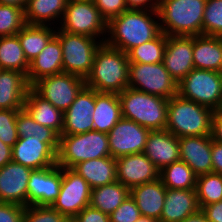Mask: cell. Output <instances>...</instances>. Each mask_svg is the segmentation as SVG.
I'll list each match as a JSON object with an SVG mask.
<instances>
[{"mask_svg":"<svg viewBox=\"0 0 222 222\" xmlns=\"http://www.w3.org/2000/svg\"><path fill=\"white\" fill-rule=\"evenodd\" d=\"M160 0H125L128 9L157 11Z\"/></svg>","mask_w":222,"mask_h":222,"instance_id":"obj_48","label":"cell"},{"mask_svg":"<svg viewBox=\"0 0 222 222\" xmlns=\"http://www.w3.org/2000/svg\"><path fill=\"white\" fill-rule=\"evenodd\" d=\"M116 162L117 181L129 190L159 178L160 171L144 153L121 156L116 159Z\"/></svg>","mask_w":222,"mask_h":222,"instance_id":"obj_19","label":"cell"},{"mask_svg":"<svg viewBox=\"0 0 222 222\" xmlns=\"http://www.w3.org/2000/svg\"><path fill=\"white\" fill-rule=\"evenodd\" d=\"M212 164L213 172L222 175V144H219L212 140Z\"/></svg>","mask_w":222,"mask_h":222,"instance_id":"obj_49","label":"cell"},{"mask_svg":"<svg viewBox=\"0 0 222 222\" xmlns=\"http://www.w3.org/2000/svg\"><path fill=\"white\" fill-rule=\"evenodd\" d=\"M202 35L222 37V0L206 1Z\"/></svg>","mask_w":222,"mask_h":222,"instance_id":"obj_39","label":"cell"},{"mask_svg":"<svg viewBox=\"0 0 222 222\" xmlns=\"http://www.w3.org/2000/svg\"><path fill=\"white\" fill-rule=\"evenodd\" d=\"M54 27L55 36L62 46L63 72L86 79L91 71L95 53L104 42L85 35L71 34Z\"/></svg>","mask_w":222,"mask_h":222,"instance_id":"obj_7","label":"cell"},{"mask_svg":"<svg viewBox=\"0 0 222 222\" xmlns=\"http://www.w3.org/2000/svg\"><path fill=\"white\" fill-rule=\"evenodd\" d=\"M101 17L108 23L128 10L125 0H93Z\"/></svg>","mask_w":222,"mask_h":222,"instance_id":"obj_43","label":"cell"},{"mask_svg":"<svg viewBox=\"0 0 222 222\" xmlns=\"http://www.w3.org/2000/svg\"><path fill=\"white\" fill-rule=\"evenodd\" d=\"M12 147L0 140V168L12 161Z\"/></svg>","mask_w":222,"mask_h":222,"instance_id":"obj_50","label":"cell"},{"mask_svg":"<svg viewBox=\"0 0 222 222\" xmlns=\"http://www.w3.org/2000/svg\"><path fill=\"white\" fill-rule=\"evenodd\" d=\"M129 196L130 190L121 182L115 181L113 183L91 189L89 205L110 215Z\"/></svg>","mask_w":222,"mask_h":222,"instance_id":"obj_32","label":"cell"},{"mask_svg":"<svg viewBox=\"0 0 222 222\" xmlns=\"http://www.w3.org/2000/svg\"><path fill=\"white\" fill-rule=\"evenodd\" d=\"M158 21L157 11L128 9L107 23L108 37L105 43L127 54L132 48L156 38L162 32Z\"/></svg>","mask_w":222,"mask_h":222,"instance_id":"obj_1","label":"cell"},{"mask_svg":"<svg viewBox=\"0 0 222 222\" xmlns=\"http://www.w3.org/2000/svg\"><path fill=\"white\" fill-rule=\"evenodd\" d=\"M206 1L160 0L157 12L161 31L167 36L202 35Z\"/></svg>","mask_w":222,"mask_h":222,"instance_id":"obj_3","label":"cell"},{"mask_svg":"<svg viewBox=\"0 0 222 222\" xmlns=\"http://www.w3.org/2000/svg\"><path fill=\"white\" fill-rule=\"evenodd\" d=\"M23 108L34 121L62 135L64 113L41 97L32 87L29 88Z\"/></svg>","mask_w":222,"mask_h":222,"instance_id":"obj_26","label":"cell"},{"mask_svg":"<svg viewBox=\"0 0 222 222\" xmlns=\"http://www.w3.org/2000/svg\"><path fill=\"white\" fill-rule=\"evenodd\" d=\"M211 136L180 137V160L184 161L196 176L213 172Z\"/></svg>","mask_w":222,"mask_h":222,"instance_id":"obj_20","label":"cell"},{"mask_svg":"<svg viewBox=\"0 0 222 222\" xmlns=\"http://www.w3.org/2000/svg\"><path fill=\"white\" fill-rule=\"evenodd\" d=\"M181 222H209L204 213L199 209L196 213L189 215Z\"/></svg>","mask_w":222,"mask_h":222,"instance_id":"obj_51","label":"cell"},{"mask_svg":"<svg viewBox=\"0 0 222 222\" xmlns=\"http://www.w3.org/2000/svg\"><path fill=\"white\" fill-rule=\"evenodd\" d=\"M16 129L20 137L43 138L45 143H59V135L49 127L34 121L30 114L23 108L16 117Z\"/></svg>","mask_w":222,"mask_h":222,"instance_id":"obj_36","label":"cell"},{"mask_svg":"<svg viewBox=\"0 0 222 222\" xmlns=\"http://www.w3.org/2000/svg\"><path fill=\"white\" fill-rule=\"evenodd\" d=\"M95 90L84 86L64 112L62 135H75L94 130Z\"/></svg>","mask_w":222,"mask_h":222,"instance_id":"obj_16","label":"cell"},{"mask_svg":"<svg viewBox=\"0 0 222 222\" xmlns=\"http://www.w3.org/2000/svg\"><path fill=\"white\" fill-rule=\"evenodd\" d=\"M128 55L105 42L97 49L85 86L97 92L121 93L128 87Z\"/></svg>","mask_w":222,"mask_h":222,"instance_id":"obj_2","label":"cell"},{"mask_svg":"<svg viewBox=\"0 0 222 222\" xmlns=\"http://www.w3.org/2000/svg\"><path fill=\"white\" fill-rule=\"evenodd\" d=\"M121 118L122 110L118 94L95 90V110L92 115L94 131L108 134Z\"/></svg>","mask_w":222,"mask_h":222,"instance_id":"obj_29","label":"cell"},{"mask_svg":"<svg viewBox=\"0 0 222 222\" xmlns=\"http://www.w3.org/2000/svg\"><path fill=\"white\" fill-rule=\"evenodd\" d=\"M54 27L48 25L26 24L18 33L20 45L27 61L30 63L55 36Z\"/></svg>","mask_w":222,"mask_h":222,"instance_id":"obj_31","label":"cell"},{"mask_svg":"<svg viewBox=\"0 0 222 222\" xmlns=\"http://www.w3.org/2000/svg\"><path fill=\"white\" fill-rule=\"evenodd\" d=\"M25 25L24 9L0 4V37L15 35Z\"/></svg>","mask_w":222,"mask_h":222,"instance_id":"obj_38","label":"cell"},{"mask_svg":"<svg viewBox=\"0 0 222 222\" xmlns=\"http://www.w3.org/2000/svg\"><path fill=\"white\" fill-rule=\"evenodd\" d=\"M84 86L85 79L63 72L43 77L31 87L41 97L64 113L74 102L77 94Z\"/></svg>","mask_w":222,"mask_h":222,"instance_id":"obj_11","label":"cell"},{"mask_svg":"<svg viewBox=\"0 0 222 222\" xmlns=\"http://www.w3.org/2000/svg\"><path fill=\"white\" fill-rule=\"evenodd\" d=\"M211 138L222 144V109L216 110L212 116Z\"/></svg>","mask_w":222,"mask_h":222,"instance_id":"obj_47","label":"cell"},{"mask_svg":"<svg viewBox=\"0 0 222 222\" xmlns=\"http://www.w3.org/2000/svg\"><path fill=\"white\" fill-rule=\"evenodd\" d=\"M62 167L33 170L28 181V206H51L60 193Z\"/></svg>","mask_w":222,"mask_h":222,"instance_id":"obj_15","label":"cell"},{"mask_svg":"<svg viewBox=\"0 0 222 222\" xmlns=\"http://www.w3.org/2000/svg\"><path fill=\"white\" fill-rule=\"evenodd\" d=\"M30 87L24 73L0 69V109H23Z\"/></svg>","mask_w":222,"mask_h":222,"instance_id":"obj_24","label":"cell"},{"mask_svg":"<svg viewBox=\"0 0 222 222\" xmlns=\"http://www.w3.org/2000/svg\"><path fill=\"white\" fill-rule=\"evenodd\" d=\"M75 218L78 222H110L109 215L90 205L79 212Z\"/></svg>","mask_w":222,"mask_h":222,"instance_id":"obj_45","label":"cell"},{"mask_svg":"<svg viewBox=\"0 0 222 222\" xmlns=\"http://www.w3.org/2000/svg\"><path fill=\"white\" fill-rule=\"evenodd\" d=\"M195 190L199 208L222 201V175L211 172L197 176Z\"/></svg>","mask_w":222,"mask_h":222,"instance_id":"obj_37","label":"cell"},{"mask_svg":"<svg viewBox=\"0 0 222 222\" xmlns=\"http://www.w3.org/2000/svg\"><path fill=\"white\" fill-rule=\"evenodd\" d=\"M59 143H45L43 138L20 137L12 147V161L32 170L57 164Z\"/></svg>","mask_w":222,"mask_h":222,"instance_id":"obj_14","label":"cell"},{"mask_svg":"<svg viewBox=\"0 0 222 222\" xmlns=\"http://www.w3.org/2000/svg\"><path fill=\"white\" fill-rule=\"evenodd\" d=\"M159 178L163 185L169 189H195L197 176L193 170L182 160L173 162L164 167Z\"/></svg>","mask_w":222,"mask_h":222,"instance_id":"obj_34","label":"cell"},{"mask_svg":"<svg viewBox=\"0 0 222 222\" xmlns=\"http://www.w3.org/2000/svg\"><path fill=\"white\" fill-rule=\"evenodd\" d=\"M194 68L222 73V37L193 36Z\"/></svg>","mask_w":222,"mask_h":222,"instance_id":"obj_27","label":"cell"},{"mask_svg":"<svg viewBox=\"0 0 222 222\" xmlns=\"http://www.w3.org/2000/svg\"><path fill=\"white\" fill-rule=\"evenodd\" d=\"M167 35L161 32L156 38L132 48L128 53L130 63H162Z\"/></svg>","mask_w":222,"mask_h":222,"instance_id":"obj_35","label":"cell"},{"mask_svg":"<svg viewBox=\"0 0 222 222\" xmlns=\"http://www.w3.org/2000/svg\"><path fill=\"white\" fill-rule=\"evenodd\" d=\"M143 153L161 171L180 160L179 138L166 129L150 131Z\"/></svg>","mask_w":222,"mask_h":222,"instance_id":"obj_21","label":"cell"},{"mask_svg":"<svg viewBox=\"0 0 222 222\" xmlns=\"http://www.w3.org/2000/svg\"><path fill=\"white\" fill-rule=\"evenodd\" d=\"M63 73L62 46L54 36L38 56L30 62L27 81L32 86L39 79Z\"/></svg>","mask_w":222,"mask_h":222,"instance_id":"obj_23","label":"cell"},{"mask_svg":"<svg viewBox=\"0 0 222 222\" xmlns=\"http://www.w3.org/2000/svg\"><path fill=\"white\" fill-rule=\"evenodd\" d=\"M89 184L72 168L62 167V183L51 207L65 217H75L90 203Z\"/></svg>","mask_w":222,"mask_h":222,"instance_id":"obj_12","label":"cell"},{"mask_svg":"<svg viewBox=\"0 0 222 222\" xmlns=\"http://www.w3.org/2000/svg\"><path fill=\"white\" fill-rule=\"evenodd\" d=\"M33 170L10 161L0 168V202L28 206V181Z\"/></svg>","mask_w":222,"mask_h":222,"instance_id":"obj_17","label":"cell"},{"mask_svg":"<svg viewBox=\"0 0 222 222\" xmlns=\"http://www.w3.org/2000/svg\"><path fill=\"white\" fill-rule=\"evenodd\" d=\"M63 222H78L75 217H65Z\"/></svg>","mask_w":222,"mask_h":222,"instance_id":"obj_54","label":"cell"},{"mask_svg":"<svg viewBox=\"0 0 222 222\" xmlns=\"http://www.w3.org/2000/svg\"><path fill=\"white\" fill-rule=\"evenodd\" d=\"M199 209L195 189L166 188L165 203L159 222H181Z\"/></svg>","mask_w":222,"mask_h":222,"instance_id":"obj_22","label":"cell"},{"mask_svg":"<svg viewBox=\"0 0 222 222\" xmlns=\"http://www.w3.org/2000/svg\"><path fill=\"white\" fill-rule=\"evenodd\" d=\"M29 65L17 34L0 37V69L18 71L27 76Z\"/></svg>","mask_w":222,"mask_h":222,"instance_id":"obj_33","label":"cell"},{"mask_svg":"<svg viewBox=\"0 0 222 222\" xmlns=\"http://www.w3.org/2000/svg\"><path fill=\"white\" fill-rule=\"evenodd\" d=\"M64 218L51 206L29 205L25 207L23 222H63Z\"/></svg>","mask_w":222,"mask_h":222,"instance_id":"obj_41","label":"cell"},{"mask_svg":"<svg viewBox=\"0 0 222 222\" xmlns=\"http://www.w3.org/2000/svg\"><path fill=\"white\" fill-rule=\"evenodd\" d=\"M177 94L213 111L222 109V73L194 68L177 84Z\"/></svg>","mask_w":222,"mask_h":222,"instance_id":"obj_8","label":"cell"},{"mask_svg":"<svg viewBox=\"0 0 222 222\" xmlns=\"http://www.w3.org/2000/svg\"><path fill=\"white\" fill-rule=\"evenodd\" d=\"M192 56L193 36H167L162 63L177 83L194 69Z\"/></svg>","mask_w":222,"mask_h":222,"instance_id":"obj_18","label":"cell"},{"mask_svg":"<svg viewBox=\"0 0 222 222\" xmlns=\"http://www.w3.org/2000/svg\"><path fill=\"white\" fill-rule=\"evenodd\" d=\"M165 193L166 187L160 178L138 185L130 190V196L135 200L141 215L158 221L164 207Z\"/></svg>","mask_w":222,"mask_h":222,"instance_id":"obj_25","label":"cell"},{"mask_svg":"<svg viewBox=\"0 0 222 222\" xmlns=\"http://www.w3.org/2000/svg\"><path fill=\"white\" fill-rule=\"evenodd\" d=\"M150 130L121 118L107 134L111 157L143 153Z\"/></svg>","mask_w":222,"mask_h":222,"instance_id":"obj_13","label":"cell"},{"mask_svg":"<svg viewBox=\"0 0 222 222\" xmlns=\"http://www.w3.org/2000/svg\"><path fill=\"white\" fill-rule=\"evenodd\" d=\"M68 2L69 0H28L24 9L26 24L51 26L57 20L60 25Z\"/></svg>","mask_w":222,"mask_h":222,"instance_id":"obj_30","label":"cell"},{"mask_svg":"<svg viewBox=\"0 0 222 222\" xmlns=\"http://www.w3.org/2000/svg\"><path fill=\"white\" fill-rule=\"evenodd\" d=\"M118 96L123 118L132 120L150 131L165 130L168 99L129 87Z\"/></svg>","mask_w":222,"mask_h":222,"instance_id":"obj_5","label":"cell"},{"mask_svg":"<svg viewBox=\"0 0 222 222\" xmlns=\"http://www.w3.org/2000/svg\"><path fill=\"white\" fill-rule=\"evenodd\" d=\"M60 24L62 31L106 41L107 22L92 0H69Z\"/></svg>","mask_w":222,"mask_h":222,"instance_id":"obj_9","label":"cell"},{"mask_svg":"<svg viewBox=\"0 0 222 222\" xmlns=\"http://www.w3.org/2000/svg\"><path fill=\"white\" fill-rule=\"evenodd\" d=\"M136 222H159V221L151 217L141 216Z\"/></svg>","mask_w":222,"mask_h":222,"instance_id":"obj_53","label":"cell"},{"mask_svg":"<svg viewBox=\"0 0 222 222\" xmlns=\"http://www.w3.org/2000/svg\"><path fill=\"white\" fill-rule=\"evenodd\" d=\"M109 156L111 155L107 133L92 130L59 136L57 165L60 167L73 168L82 161Z\"/></svg>","mask_w":222,"mask_h":222,"instance_id":"obj_6","label":"cell"},{"mask_svg":"<svg viewBox=\"0 0 222 222\" xmlns=\"http://www.w3.org/2000/svg\"><path fill=\"white\" fill-rule=\"evenodd\" d=\"M72 169L89 184L91 189L117 181V162L111 156L82 161Z\"/></svg>","mask_w":222,"mask_h":222,"instance_id":"obj_28","label":"cell"},{"mask_svg":"<svg viewBox=\"0 0 222 222\" xmlns=\"http://www.w3.org/2000/svg\"><path fill=\"white\" fill-rule=\"evenodd\" d=\"M135 200L129 196L109 215L110 222H136L141 217Z\"/></svg>","mask_w":222,"mask_h":222,"instance_id":"obj_42","label":"cell"},{"mask_svg":"<svg viewBox=\"0 0 222 222\" xmlns=\"http://www.w3.org/2000/svg\"><path fill=\"white\" fill-rule=\"evenodd\" d=\"M21 109H0V140L13 147L19 139L16 117Z\"/></svg>","mask_w":222,"mask_h":222,"instance_id":"obj_40","label":"cell"},{"mask_svg":"<svg viewBox=\"0 0 222 222\" xmlns=\"http://www.w3.org/2000/svg\"><path fill=\"white\" fill-rule=\"evenodd\" d=\"M28 0H0V4L11 5L25 9Z\"/></svg>","mask_w":222,"mask_h":222,"instance_id":"obj_52","label":"cell"},{"mask_svg":"<svg viewBox=\"0 0 222 222\" xmlns=\"http://www.w3.org/2000/svg\"><path fill=\"white\" fill-rule=\"evenodd\" d=\"M177 84L163 63H129V88L170 99L177 95Z\"/></svg>","mask_w":222,"mask_h":222,"instance_id":"obj_10","label":"cell"},{"mask_svg":"<svg viewBox=\"0 0 222 222\" xmlns=\"http://www.w3.org/2000/svg\"><path fill=\"white\" fill-rule=\"evenodd\" d=\"M25 206L0 202V222H23Z\"/></svg>","mask_w":222,"mask_h":222,"instance_id":"obj_44","label":"cell"},{"mask_svg":"<svg viewBox=\"0 0 222 222\" xmlns=\"http://www.w3.org/2000/svg\"><path fill=\"white\" fill-rule=\"evenodd\" d=\"M214 111L178 94L168 99L166 130L177 138L211 136Z\"/></svg>","mask_w":222,"mask_h":222,"instance_id":"obj_4","label":"cell"},{"mask_svg":"<svg viewBox=\"0 0 222 222\" xmlns=\"http://www.w3.org/2000/svg\"><path fill=\"white\" fill-rule=\"evenodd\" d=\"M209 222H222V201L200 208Z\"/></svg>","mask_w":222,"mask_h":222,"instance_id":"obj_46","label":"cell"}]
</instances>
